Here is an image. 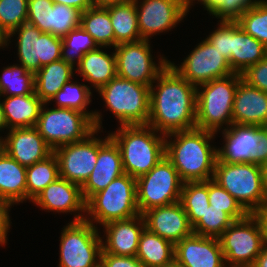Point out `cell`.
<instances>
[{
  "label": "cell",
  "mask_w": 267,
  "mask_h": 267,
  "mask_svg": "<svg viewBox=\"0 0 267 267\" xmlns=\"http://www.w3.org/2000/svg\"><path fill=\"white\" fill-rule=\"evenodd\" d=\"M153 83L148 125L163 135L196 128V86L170 64Z\"/></svg>",
  "instance_id": "obj_1"
},
{
  "label": "cell",
  "mask_w": 267,
  "mask_h": 267,
  "mask_svg": "<svg viewBox=\"0 0 267 267\" xmlns=\"http://www.w3.org/2000/svg\"><path fill=\"white\" fill-rule=\"evenodd\" d=\"M215 134L193 128L165 135V157L184 183L213 179L217 147H211L209 142Z\"/></svg>",
  "instance_id": "obj_2"
},
{
  "label": "cell",
  "mask_w": 267,
  "mask_h": 267,
  "mask_svg": "<svg viewBox=\"0 0 267 267\" xmlns=\"http://www.w3.org/2000/svg\"><path fill=\"white\" fill-rule=\"evenodd\" d=\"M146 125H123L109 133L118 145L124 173L131 177L151 171L165 157V135Z\"/></svg>",
  "instance_id": "obj_3"
},
{
  "label": "cell",
  "mask_w": 267,
  "mask_h": 267,
  "mask_svg": "<svg viewBox=\"0 0 267 267\" xmlns=\"http://www.w3.org/2000/svg\"><path fill=\"white\" fill-rule=\"evenodd\" d=\"M241 80V74L233 73L196 87V128L217 133L223 125L233 124L234 96Z\"/></svg>",
  "instance_id": "obj_4"
},
{
  "label": "cell",
  "mask_w": 267,
  "mask_h": 267,
  "mask_svg": "<svg viewBox=\"0 0 267 267\" xmlns=\"http://www.w3.org/2000/svg\"><path fill=\"white\" fill-rule=\"evenodd\" d=\"M213 180L229 192L249 214H257L267 204L263 167L259 164L217 160Z\"/></svg>",
  "instance_id": "obj_5"
},
{
  "label": "cell",
  "mask_w": 267,
  "mask_h": 267,
  "mask_svg": "<svg viewBox=\"0 0 267 267\" xmlns=\"http://www.w3.org/2000/svg\"><path fill=\"white\" fill-rule=\"evenodd\" d=\"M86 221L105 225L140 215L137 205L136 178L124 173L86 202Z\"/></svg>",
  "instance_id": "obj_6"
},
{
  "label": "cell",
  "mask_w": 267,
  "mask_h": 267,
  "mask_svg": "<svg viewBox=\"0 0 267 267\" xmlns=\"http://www.w3.org/2000/svg\"><path fill=\"white\" fill-rule=\"evenodd\" d=\"M98 93L120 126L148 124L150 87L116 76Z\"/></svg>",
  "instance_id": "obj_7"
},
{
  "label": "cell",
  "mask_w": 267,
  "mask_h": 267,
  "mask_svg": "<svg viewBox=\"0 0 267 267\" xmlns=\"http://www.w3.org/2000/svg\"><path fill=\"white\" fill-rule=\"evenodd\" d=\"M227 267H252L265 244L264 227L257 214L234 221L219 237Z\"/></svg>",
  "instance_id": "obj_8"
},
{
  "label": "cell",
  "mask_w": 267,
  "mask_h": 267,
  "mask_svg": "<svg viewBox=\"0 0 267 267\" xmlns=\"http://www.w3.org/2000/svg\"><path fill=\"white\" fill-rule=\"evenodd\" d=\"M89 221H71L60 236L58 267H100L102 237Z\"/></svg>",
  "instance_id": "obj_9"
},
{
  "label": "cell",
  "mask_w": 267,
  "mask_h": 267,
  "mask_svg": "<svg viewBox=\"0 0 267 267\" xmlns=\"http://www.w3.org/2000/svg\"><path fill=\"white\" fill-rule=\"evenodd\" d=\"M44 103L35 126L44 141L54 150L65 144L84 140L95 128L83 112L69 108H46Z\"/></svg>",
  "instance_id": "obj_10"
},
{
  "label": "cell",
  "mask_w": 267,
  "mask_h": 267,
  "mask_svg": "<svg viewBox=\"0 0 267 267\" xmlns=\"http://www.w3.org/2000/svg\"><path fill=\"white\" fill-rule=\"evenodd\" d=\"M183 184L175 167L164 157L151 171L136 178L139 213L180 201Z\"/></svg>",
  "instance_id": "obj_11"
},
{
  "label": "cell",
  "mask_w": 267,
  "mask_h": 267,
  "mask_svg": "<svg viewBox=\"0 0 267 267\" xmlns=\"http://www.w3.org/2000/svg\"><path fill=\"white\" fill-rule=\"evenodd\" d=\"M225 144L217 160L226 163H267V126L232 124L222 130Z\"/></svg>",
  "instance_id": "obj_12"
},
{
  "label": "cell",
  "mask_w": 267,
  "mask_h": 267,
  "mask_svg": "<svg viewBox=\"0 0 267 267\" xmlns=\"http://www.w3.org/2000/svg\"><path fill=\"white\" fill-rule=\"evenodd\" d=\"M16 33L19 65L28 71L35 74L43 66L62 59V38L41 32L35 25L26 22L8 35V45Z\"/></svg>",
  "instance_id": "obj_13"
},
{
  "label": "cell",
  "mask_w": 267,
  "mask_h": 267,
  "mask_svg": "<svg viewBox=\"0 0 267 267\" xmlns=\"http://www.w3.org/2000/svg\"><path fill=\"white\" fill-rule=\"evenodd\" d=\"M150 40L123 43L115 46L117 76L150 87L158 75L168 66L169 60L160 57L153 61Z\"/></svg>",
  "instance_id": "obj_14"
},
{
  "label": "cell",
  "mask_w": 267,
  "mask_h": 267,
  "mask_svg": "<svg viewBox=\"0 0 267 267\" xmlns=\"http://www.w3.org/2000/svg\"><path fill=\"white\" fill-rule=\"evenodd\" d=\"M95 129L84 140L65 144L53 150L58 161L60 178L83 186L95 168L99 148L110 138L95 137Z\"/></svg>",
  "instance_id": "obj_15"
},
{
  "label": "cell",
  "mask_w": 267,
  "mask_h": 267,
  "mask_svg": "<svg viewBox=\"0 0 267 267\" xmlns=\"http://www.w3.org/2000/svg\"><path fill=\"white\" fill-rule=\"evenodd\" d=\"M169 64L196 87L234 73L228 60L206 39L198 43L179 67L171 61Z\"/></svg>",
  "instance_id": "obj_16"
},
{
  "label": "cell",
  "mask_w": 267,
  "mask_h": 267,
  "mask_svg": "<svg viewBox=\"0 0 267 267\" xmlns=\"http://www.w3.org/2000/svg\"><path fill=\"white\" fill-rule=\"evenodd\" d=\"M135 5L138 28L144 40L175 27L190 10L186 0H135Z\"/></svg>",
  "instance_id": "obj_17"
},
{
  "label": "cell",
  "mask_w": 267,
  "mask_h": 267,
  "mask_svg": "<svg viewBox=\"0 0 267 267\" xmlns=\"http://www.w3.org/2000/svg\"><path fill=\"white\" fill-rule=\"evenodd\" d=\"M81 11L52 0H28L27 22L41 32L63 38L80 27Z\"/></svg>",
  "instance_id": "obj_18"
},
{
  "label": "cell",
  "mask_w": 267,
  "mask_h": 267,
  "mask_svg": "<svg viewBox=\"0 0 267 267\" xmlns=\"http://www.w3.org/2000/svg\"><path fill=\"white\" fill-rule=\"evenodd\" d=\"M174 262L181 267H227L219 238L194 233L175 244Z\"/></svg>",
  "instance_id": "obj_19"
},
{
  "label": "cell",
  "mask_w": 267,
  "mask_h": 267,
  "mask_svg": "<svg viewBox=\"0 0 267 267\" xmlns=\"http://www.w3.org/2000/svg\"><path fill=\"white\" fill-rule=\"evenodd\" d=\"M32 203L47 211L66 214L77 211L73 221H81L86 217V201L81 186L60 177L50 183Z\"/></svg>",
  "instance_id": "obj_20"
},
{
  "label": "cell",
  "mask_w": 267,
  "mask_h": 267,
  "mask_svg": "<svg viewBox=\"0 0 267 267\" xmlns=\"http://www.w3.org/2000/svg\"><path fill=\"white\" fill-rule=\"evenodd\" d=\"M145 228L174 245L190 236L192 226L180 201L161 207H155L142 213Z\"/></svg>",
  "instance_id": "obj_21"
},
{
  "label": "cell",
  "mask_w": 267,
  "mask_h": 267,
  "mask_svg": "<svg viewBox=\"0 0 267 267\" xmlns=\"http://www.w3.org/2000/svg\"><path fill=\"white\" fill-rule=\"evenodd\" d=\"M4 138L5 152L25 167L53 153V149L44 141L36 127L10 129Z\"/></svg>",
  "instance_id": "obj_22"
},
{
  "label": "cell",
  "mask_w": 267,
  "mask_h": 267,
  "mask_svg": "<svg viewBox=\"0 0 267 267\" xmlns=\"http://www.w3.org/2000/svg\"><path fill=\"white\" fill-rule=\"evenodd\" d=\"M106 239L102 238V252L118 256L136 257L141 233L145 228L142 214L136 217L112 221L103 226Z\"/></svg>",
  "instance_id": "obj_23"
},
{
  "label": "cell",
  "mask_w": 267,
  "mask_h": 267,
  "mask_svg": "<svg viewBox=\"0 0 267 267\" xmlns=\"http://www.w3.org/2000/svg\"><path fill=\"white\" fill-rule=\"evenodd\" d=\"M124 174L121 152L110 137L98 151L95 168L81 187L84 200L87 202L94 194L105 189L111 181Z\"/></svg>",
  "instance_id": "obj_24"
},
{
  "label": "cell",
  "mask_w": 267,
  "mask_h": 267,
  "mask_svg": "<svg viewBox=\"0 0 267 267\" xmlns=\"http://www.w3.org/2000/svg\"><path fill=\"white\" fill-rule=\"evenodd\" d=\"M232 120L233 124L267 126V92L241 80L235 91Z\"/></svg>",
  "instance_id": "obj_25"
},
{
  "label": "cell",
  "mask_w": 267,
  "mask_h": 267,
  "mask_svg": "<svg viewBox=\"0 0 267 267\" xmlns=\"http://www.w3.org/2000/svg\"><path fill=\"white\" fill-rule=\"evenodd\" d=\"M267 48L257 39L247 34L236 21H233L231 56L228 61L234 73L242 74L248 67L263 60Z\"/></svg>",
  "instance_id": "obj_26"
},
{
  "label": "cell",
  "mask_w": 267,
  "mask_h": 267,
  "mask_svg": "<svg viewBox=\"0 0 267 267\" xmlns=\"http://www.w3.org/2000/svg\"><path fill=\"white\" fill-rule=\"evenodd\" d=\"M98 47L84 54L75 68L82 80L87 81L97 91L117 76L115 52L107 54Z\"/></svg>",
  "instance_id": "obj_27"
},
{
  "label": "cell",
  "mask_w": 267,
  "mask_h": 267,
  "mask_svg": "<svg viewBox=\"0 0 267 267\" xmlns=\"http://www.w3.org/2000/svg\"><path fill=\"white\" fill-rule=\"evenodd\" d=\"M8 129L35 127L44 102L34 93L6 96L1 102Z\"/></svg>",
  "instance_id": "obj_28"
},
{
  "label": "cell",
  "mask_w": 267,
  "mask_h": 267,
  "mask_svg": "<svg viewBox=\"0 0 267 267\" xmlns=\"http://www.w3.org/2000/svg\"><path fill=\"white\" fill-rule=\"evenodd\" d=\"M76 66L60 59L40 68L35 73V94L44 102L50 103L55 94L62 89L64 84L74 77Z\"/></svg>",
  "instance_id": "obj_29"
},
{
  "label": "cell",
  "mask_w": 267,
  "mask_h": 267,
  "mask_svg": "<svg viewBox=\"0 0 267 267\" xmlns=\"http://www.w3.org/2000/svg\"><path fill=\"white\" fill-rule=\"evenodd\" d=\"M26 168L6 152L0 156V198L13 205L27 200Z\"/></svg>",
  "instance_id": "obj_30"
},
{
  "label": "cell",
  "mask_w": 267,
  "mask_h": 267,
  "mask_svg": "<svg viewBox=\"0 0 267 267\" xmlns=\"http://www.w3.org/2000/svg\"><path fill=\"white\" fill-rule=\"evenodd\" d=\"M175 245L144 228L136 258L145 267H166L174 263Z\"/></svg>",
  "instance_id": "obj_31"
},
{
  "label": "cell",
  "mask_w": 267,
  "mask_h": 267,
  "mask_svg": "<svg viewBox=\"0 0 267 267\" xmlns=\"http://www.w3.org/2000/svg\"><path fill=\"white\" fill-rule=\"evenodd\" d=\"M115 34V46L143 40L138 28L135 1L106 6Z\"/></svg>",
  "instance_id": "obj_32"
},
{
  "label": "cell",
  "mask_w": 267,
  "mask_h": 267,
  "mask_svg": "<svg viewBox=\"0 0 267 267\" xmlns=\"http://www.w3.org/2000/svg\"><path fill=\"white\" fill-rule=\"evenodd\" d=\"M91 87L85 84H80L73 80L64 84L61 90H59L51 101H56L55 104L58 108L75 109L85 113L92 121L94 128L101 130L102 127V113L97 111H87L86 108L91 102L92 92Z\"/></svg>",
  "instance_id": "obj_33"
},
{
  "label": "cell",
  "mask_w": 267,
  "mask_h": 267,
  "mask_svg": "<svg viewBox=\"0 0 267 267\" xmlns=\"http://www.w3.org/2000/svg\"><path fill=\"white\" fill-rule=\"evenodd\" d=\"M80 26L99 47H115V34L106 7L95 5L81 13Z\"/></svg>",
  "instance_id": "obj_34"
},
{
  "label": "cell",
  "mask_w": 267,
  "mask_h": 267,
  "mask_svg": "<svg viewBox=\"0 0 267 267\" xmlns=\"http://www.w3.org/2000/svg\"><path fill=\"white\" fill-rule=\"evenodd\" d=\"M60 177L54 153L26 168L27 200L33 201L50 183Z\"/></svg>",
  "instance_id": "obj_35"
},
{
  "label": "cell",
  "mask_w": 267,
  "mask_h": 267,
  "mask_svg": "<svg viewBox=\"0 0 267 267\" xmlns=\"http://www.w3.org/2000/svg\"><path fill=\"white\" fill-rule=\"evenodd\" d=\"M0 75V98L5 96H21L35 92V74L24 66L13 64L4 67Z\"/></svg>",
  "instance_id": "obj_36"
},
{
  "label": "cell",
  "mask_w": 267,
  "mask_h": 267,
  "mask_svg": "<svg viewBox=\"0 0 267 267\" xmlns=\"http://www.w3.org/2000/svg\"><path fill=\"white\" fill-rule=\"evenodd\" d=\"M180 202L188 216L190 225L193 227L208 208V180L185 182L180 196Z\"/></svg>",
  "instance_id": "obj_37"
},
{
  "label": "cell",
  "mask_w": 267,
  "mask_h": 267,
  "mask_svg": "<svg viewBox=\"0 0 267 267\" xmlns=\"http://www.w3.org/2000/svg\"><path fill=\"white\" fill-rule=\"evenodd\" d=\"M62 40V59L74 66L80 62L84 54L99 47L81 26L70 31Z\"/></svg>",
  "instance_id": "obj_38"
},
{
  "label": "cell",
  "mask_w": 267,
  "mask_h": 267,
  "mask_svg": "<svg viewBox=\"0 0 267 267\" xmlns=\"http://www.w3.org/2000/svg\"><path fill=\"white\" fill-rule=\"evenodd\" d=\"M237 24L267 48V0H260L237 20Z\"/></svg>",
  "instance_id": "obj_39"
},
{
  "label": "cell",
  "mask_w": 267,
  "mask_h": 267,
  "mask_svg": "<svg viewBox=\"0 0 267 267\" xmlns=\"http://www.w3.org/2000/svg\"><path fill=\"white\" fill-rule=\"evenodd\" d=\"M233 222L234 220L222 209L209 205L192 227V231L197 235L219 238Z\"/></svg>",
  "instance_id": "obj_40"
},
{
  "label": "cell",
  "mask_w": 267,
  "mask_h": 267,
  "mask_svg": "<svg viewBox=\"0 0 267 267\" xmlns=\"http://www.w3.org/2000/svg\"><path fill=\"white\" fill-rule=\"evenodd\" d=\"M260 0H199L212 16L219 21H236Z\"/></svg>",
  "instance_id": "obj_41"
},
{
  "label": "cell",
  "mask_w": 267,
  "mask_h": 267,
  "mask_svg": "<svg viewBox=\"0 0 267 267\" xmlns=\"http://www.w3.org/2000/svg\"><path fill=\"white\" fill-rule=\"evenodd\" d=\"M208 197L210 205L222 209L234 221L243 219L249 214L229 192L213 179L208 180Z\"/></svg>",
  "instance_id": "obj_42"
},
{
  "label": "cell",
  "mask_w": 267,
  "mask_h": 267,
  "mask_svg": "<svg viewBox=\"0 0 267 267\" xmlns=\"http://www.w3.org/2000/svg\"><path fill=\"white\" fill-rule=\"evenodd\" d=\"M28 0H0V27L8 36L27 22Z\"/></svg>",
  "instance_id": "obj_43"
},
{
  "label": "cell",
  "mask_w": 267,
  "mask_h": 267,
  "mask_svg": "<svg viewBox=\"0 0 267 267\" xmlns=\"http://www.w3.org/2000/svg\"><path fill=\"white\" fill-rule=\"evenodd\" d=\"M216 30L206 38L229 61L231 56V37L233 36V21H218Z\"/></svg>",
  "instance_id": "obj_44"
},
{
  "label": "cell",
  "mask_w": 267,
  "mask_h": 267,
  "mask_svg": "<svg viewBox=\"0 0 267 267\" xmlns=\"http://www.w3.org/2000/svg\"><path fill=\"white\" fill-rule=\"evenodd\" d=\"M242 80L248 85L267 92V56L248 67L242 74Z\"/></svg>",
  "instance_id": "obj_45"
},
{
  "label": "cell",
  "mask_w": 267,
  "mask_h": 267,
  "mask_svg": "<svg viewBox=\"0 0 267 267\" xmlns=\"http://www.w3.org/2000/svg\"><path fill=\"white\" fill-rule=\"evenodd\" d=\"M100 267H145L134 256H118L111 253H101Z\"/></svg>",
  "instance_id": "obj_46"
},
{
  "label": "cell",
  "mask_w": 267,
  "mask_h": 267,
  "mask_svg": "<svg viewBox=\"0 0 267 267\" xmlns=\"http://www.w3.org/2000/svg\"><path fill=\"white\" fill-rule=\"evenodd\" d=\"M13 204L5 199L0 198V245H6L7 234L10 230L9 210Z\"/></svg>",
  "instance_id": "obj_47"
},
{
  "label": "cell",
  "mask_w": 267,
  "mask_h": 267,
  "mask_svg": "<svg viewBox=\"0 0 267 267\" xmlns=\"http://www.w3.org/2000/svg\"><path fill=\"white\" fill-rule=\"evenodd\" d=\"M54 3L68 5L77 8L81 12L96 5V0H52Z\"/></svg>",
  "instance_id": "obj_48"
},
{
  "label": "cell",
  "mask_w": 267,
  "mask_h": 267,
  "mask_svg": "<svg viewBox=\"0 0 267 267\" xmlns=\"http://www.w3.org/2000/svg\"><path fill=\"white\" fill-rule=\"evenodd\" d=\"M252 267H267V244L262 248Z\"/></svg>",
  "instance_id": "obj_49"
},
{
  "label": "cell",
  "mask_w": 267,
  "mask_h": 267,
  "mask_svg": "<svg viewBox=\"0 0 267 267\" xmlns=\"http://www.w3.org/2000/svg\"><path fill=\"white\" fill-rule=\"evenodd\" d=\"M264 227L265 244H267V204L257 213Z\"/></svg>",
  "instance_id": "obj_50"
},
{
  "label": "cell",
  "mask_w": 267,
  "mask_h": 267,
  "mask_svg": "<svg viewBox=\"0 0 267 267\" xmlns=\"http://www.w3.org/2000/svg\"><path fill=\"white\" fill-rule=\"evenodd\" d=\"M135 0H96V4L102 7L115 4H126Z\"/></svg>",
  "instance_id": "obj_51"
},
{
  "label": "cell",
  "mask_w": 267,
  "mask_h": 267,
  "mask_svg": "<svg viewBox=\"0 0 267 267\" xmlns=\"http://www.w3.org/2000/svg\"><path fill=\"white\" fill-rule=\"evenodd\" d=\"M4 128H8V125L6 123V119H5V115H4V111H3V107L0 101V130H4Z\"/></svg>",
  "instance_id": "obj_52"
},
{
  "label": "cell",
  "mask_w": 267,
  "mask_h": 267,
  "mask_svg": "<svg viewBox=\"0 0 267 267\" xmlns=\"http://www.w3.org/2000/svg\"><path fill=\"white\" fill-rule=\"evenodd\" d=\"M8 45V36L0 27V48Z\"/></svg>",
  "instance_id": "obj_53"
},
{
  "label": "cell",
  "mask_w": 267,
  "mask_h": 267,
  "mask_svg": "<svg viewBox=\"0 0 267 267\" xmlns=\"http://www.w3.org/2000/svg\"><path fill=\"white\" fill-rule=\"evenodd\" d=\"M263 167L264 190L267 197V163Z\"/></svg>",
  "instance_id": "obj_54"
},
{
  "label": "cell",
  "mask_w": 267,
  "mask_h": 267,
  "mask_svg": "<svg viewBox=\"0 0 267 267\" xmlns=\"http://www.w3.org/2000/svg\"><path fill=\"white\" fill-rule=\"evenodd\" d=\"M0 136V156L5 152V138Z\"/></svg>",
  "instance_id": "obj_55"
},
{
  "label": "cell",
  "mask_w": 267,
  "mask_h": 267,
  "mask_svg": "<svg viewBox=\"0 0 267 267\" xmlns=\"http://www.w3.org/2000/svg\"><path fill=\"white\" fill-rule=\"evenodd\" d=\"M193 1L195 0H186V3L188 4L189 8L193 5ZM199 1V0H196Z\"/></svg>",
  "instance_id": "obj_56"
},
{
  "label": "cell",
  "mask_w": 267,
  "mask_h": 267,
  "mask_svg": "<svg viewBox=\"0 0 267 267\" xmlns=\"http://www.w3.org/2000/svg\"><path fill=\"white\" fill-rule=\"evenodd\" d=\"M166 267H181L180 265L176 264L175 262L169 266H166Z\"/></svg>",
  "instance_id": "obj_57"
}]
</instances>
